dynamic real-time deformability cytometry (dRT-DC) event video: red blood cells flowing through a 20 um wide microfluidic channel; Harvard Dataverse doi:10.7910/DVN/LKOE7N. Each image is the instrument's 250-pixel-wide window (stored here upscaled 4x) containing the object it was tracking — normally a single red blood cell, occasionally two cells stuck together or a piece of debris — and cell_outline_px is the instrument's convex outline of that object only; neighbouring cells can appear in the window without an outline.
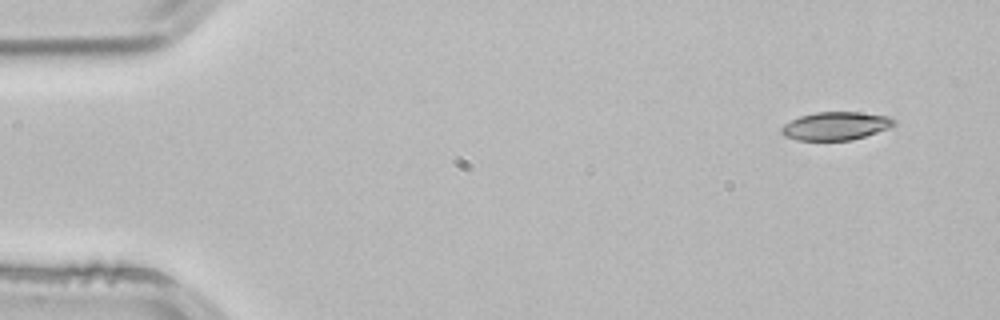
{"species": "common noctule bat (a hibernating species)", "species_latin": "Nyctalus noctula", "temperature_condition": "room temperature", "stored_images_in_passage": 3, "camera_frame_rate_fps": 3000, "um_per_image_px": 0.085, "animal": {"sex": "male", "body_mass_g": 21.5, "forearm_length_mm": 52.0}, "frame": {"image": 1, "passage_image": 1, "time_ms": 0.0, "image_size_px": [1000, 320], "cell_outline_px": [[896, 124], [892, 128], [852, 140], [796, 140], [784, 136], [780, 132], [780, 128], [784, 124], [800, 116], [816, 112], [860, 112], [892, 116], [896, 120]], "centroid_in_image_um": [71.09, 10.7], "position_along_channel_um": 13.9, "area_um2": 18.79}}